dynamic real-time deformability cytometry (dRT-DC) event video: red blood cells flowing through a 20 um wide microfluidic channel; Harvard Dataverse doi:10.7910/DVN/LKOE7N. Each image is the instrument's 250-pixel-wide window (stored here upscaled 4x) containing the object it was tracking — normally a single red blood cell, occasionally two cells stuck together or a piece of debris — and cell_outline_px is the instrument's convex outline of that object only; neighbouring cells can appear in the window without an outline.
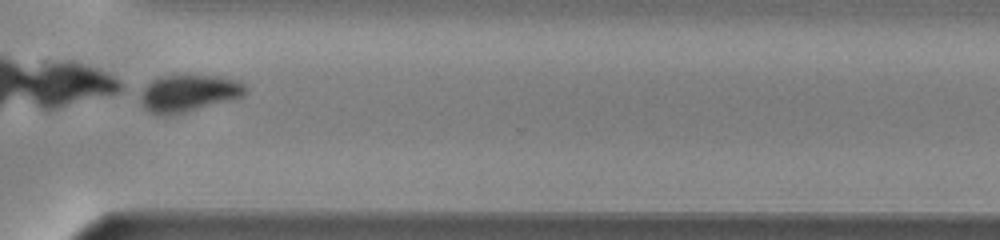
{"species": "common noctule bat (a hibernating species)", "species_latin": "Nyctalus noctula", "temperature_condition": "warm", "stored_images_in_passage": 48, "camera_frame_rate_fps": 3000, "um_per_image_px": 0.085, "animal": {"sex": "male", "body_mass_g": 13.0, "forearm_length_mm": 53.1}, "frame": {"image": 1, "passage_image": 36, "time_ms": 11.667, "image_size_px": [1000, 240], "cell_outline_px": [[248, 92], [244, 96], [184, 112], [168, 116], [156, 116], [148, 112], [144, 108], [140, 100], [140, 96], [144, 88], [152, 80], [160, 76], [176, 72], [184, 72], [216, 76], [236, 80], [244, 84], [248, 88]], "centroid_in_image_um": [16.0, 7.88], "position_along_channel_um": 354.6, "area_um2": 23.47}}